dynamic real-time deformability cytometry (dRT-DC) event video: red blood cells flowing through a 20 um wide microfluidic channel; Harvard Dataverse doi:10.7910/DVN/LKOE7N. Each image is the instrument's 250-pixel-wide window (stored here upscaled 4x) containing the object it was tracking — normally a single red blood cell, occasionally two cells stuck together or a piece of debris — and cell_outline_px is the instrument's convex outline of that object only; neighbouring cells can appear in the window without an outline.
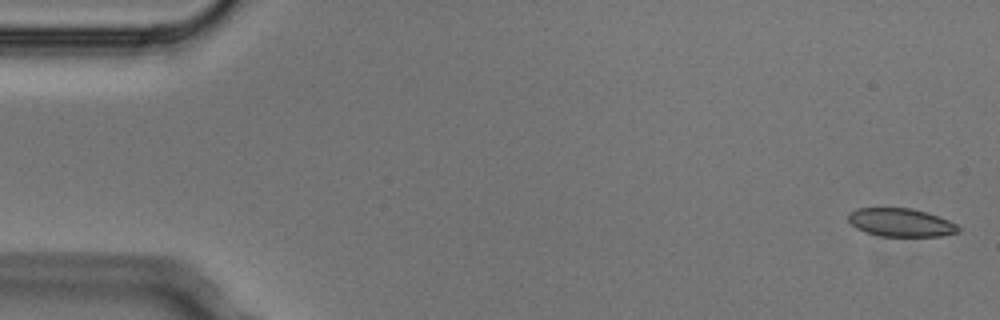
{"species": "Egyptian fruit bat (a non-hibernating species)", "species_latin": "Rousettus aegyptiacus", "temperature_condition": "cold", "stored_images_in_passage": 4, "camera_frame_rate_fps": 3000, "um_per_image_px": 0.085, "animal": {"sex": "male"}, "frame": {"image": 1, "passage_image": 1, "time_ms": 0.0, "image_size_px": [1000, 320], "cell_outline_px": [[960, 232], [940, 236], [880, 236], [864, 232], [856, 228], [848, 220], [848, 212], [856, 208], [912, 208], [948, 220], [956, 224], [960, 228]], "centroid_in_image_um": [76.53, 18.91], "position_along_channel_um": 8.5, "area_um2": 18.09}}
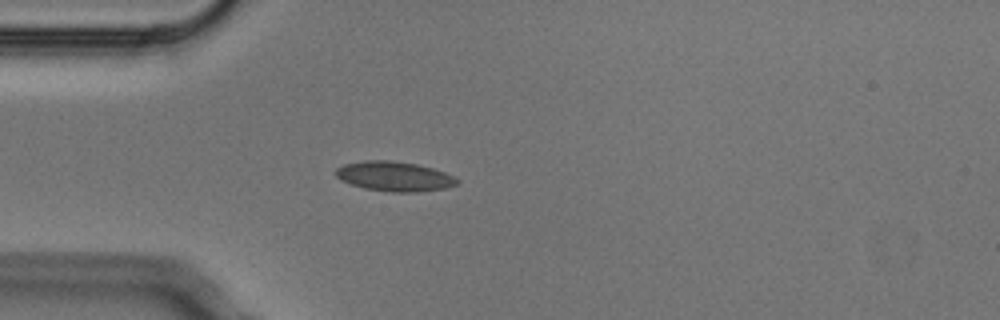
{"frame": {"image": 2, "passage_image": 4, "time_ms": 1.0, "image_size_px": [1000, 320], "cell_outline_px": [[460, 184], [444, 188], [416, 192], [392, 192], [364, 188], [340, 180], [336, 176], [336, 168], [344, 164], [364, 160], [388, 160], [416, 164], [432, 168], [456, 176], [460, 180]], "centroid_in_image_um": [33.55, 14.99], "position_along_channel_um": 51.5, "area_um2": 21.04}}